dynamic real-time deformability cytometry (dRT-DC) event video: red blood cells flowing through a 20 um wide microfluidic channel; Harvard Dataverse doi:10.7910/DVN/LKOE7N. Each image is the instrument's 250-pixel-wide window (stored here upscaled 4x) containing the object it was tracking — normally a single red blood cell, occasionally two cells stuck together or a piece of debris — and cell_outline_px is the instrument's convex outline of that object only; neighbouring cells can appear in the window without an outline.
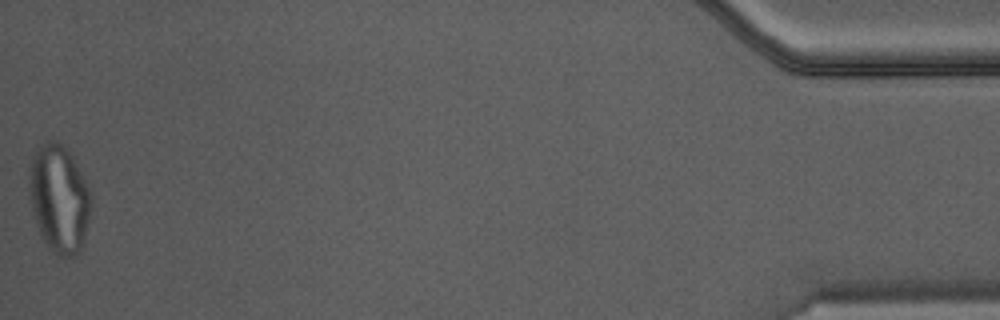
{"species": "Egyptian fruit bat (a non-hibernating species)", "species_latin": "Rousettus aegyptiacus", "temperature_condition": "warm", "stored_images_in_passage": 31, "camera_frame_rate_fps": 3000, "um_per_image_px": 0.085, "animal": {"sex": "male"}, "frame": {"image": 1, "passage_image": 31, "time_ms": 10.0, "image_size_px": [1000, 320], "cell_outline_px": [[92, 196], [84, 244], [80, 252], [72, 256], [60, 256], [48, 252], [40, 236], [32, 208], [32, 160], [36, 152], [48, 140], [56, 140], [64, 144], [80, 172]], "centroid_in_image_um": [5.07, 16.99], "position_along_channel_um": 430.1, "area_um2": 38.03}}